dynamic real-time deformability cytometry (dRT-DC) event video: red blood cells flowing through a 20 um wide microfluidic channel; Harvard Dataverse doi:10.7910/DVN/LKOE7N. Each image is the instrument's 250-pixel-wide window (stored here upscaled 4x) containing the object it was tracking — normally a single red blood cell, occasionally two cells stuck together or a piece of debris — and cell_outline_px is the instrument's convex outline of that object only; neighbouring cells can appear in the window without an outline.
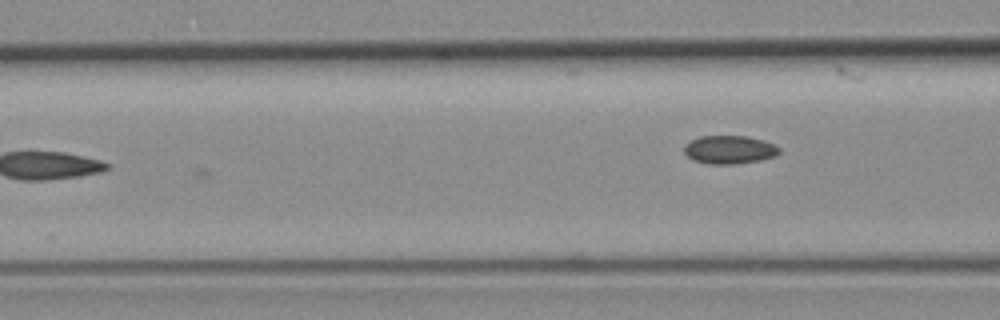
{"species": "common noctule bat (a hibernating species)", "species_latin": "Nyctalus noctula", "temperature_condition": "room temperature", "stored_images_in_passage": 23, "camera_frame_rate_fps": 3000, "um_per_image_px": 0.085, "animal": {"sex": "female", "body_mass_g": 19.3, "forearm_length_mm": 54.1}, "frame": {"image": 1, "passage_image": 23, "time_ms": 7.333, "image_size_px": [1000, 320], "cell_outline_px": [[780, 152], [776, 156], [760, 160], [736, 164], [708, 164], [692, 160], [684, 152], [684, 144], [700, 136], [748, 136], [764, 140], [780, 148]], "centroid_in_image_um": [61.99, 12.72], "position_along_channel_um": 104.6, "area_um2": 15.78}}